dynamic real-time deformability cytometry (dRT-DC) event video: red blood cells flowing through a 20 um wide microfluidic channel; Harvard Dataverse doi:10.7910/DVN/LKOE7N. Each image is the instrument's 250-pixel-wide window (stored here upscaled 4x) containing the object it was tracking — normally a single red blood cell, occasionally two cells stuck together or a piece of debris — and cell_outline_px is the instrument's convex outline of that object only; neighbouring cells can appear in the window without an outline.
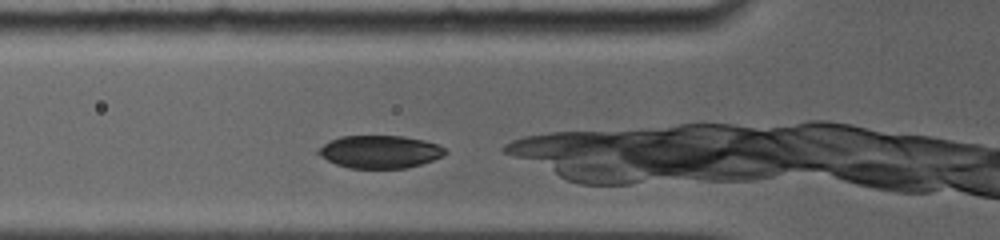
{"species": "common noctule bat (a hibernating species)", "species_latin": "Nyctalus noctula", "temperature_condition": "room temperature", "stored_images_in_passage": 44, "camera_frame_rate_fps": 5000, "um_per_image_px": 0.085, "animal": {"sex": "female", "body_mass_g": 19.0, "forearm_length_mm": 56.7}, "frame": {"image": 1, "passage_image": 3, "time_ms": 0.4, "image_size_px": [1000, 240], "cell_outline_px": [[448, 152], [432, 160], [420, 164], [404, 168], [348, 168], [336, 164], [320, 156], [316, 152], [324, 144], [340, 136], [404, 136], [424, 140], [436, 144], [444, 148]], "centroid_in_image_um": [32.27, 12.9], "position_along_channel_um": 93.5, "area_um2": 23.93}}
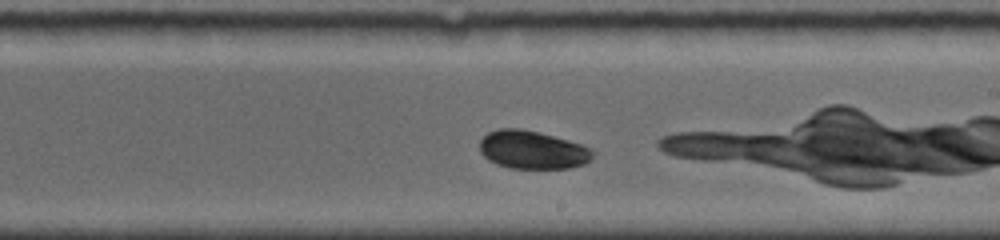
{"frame": {"image": 2, "passage_image": 23, "time_ms": 4.4, "image_size_px": [1000, 240], "cell_outline_px": [[592, 156], [584, 164], [568, 168], [508, 168], [496, 164], [488, 160], [480, 152], [480, 140], [488, 132], [500, 128], [520, 128], [540, 132], [568, 140], [580, 144], [588, 148], [592, 152]], "centroid_in_image_um": [45.2, 12.73], "position_along_channel_um": 243.8, "area_um2": 25.03}}
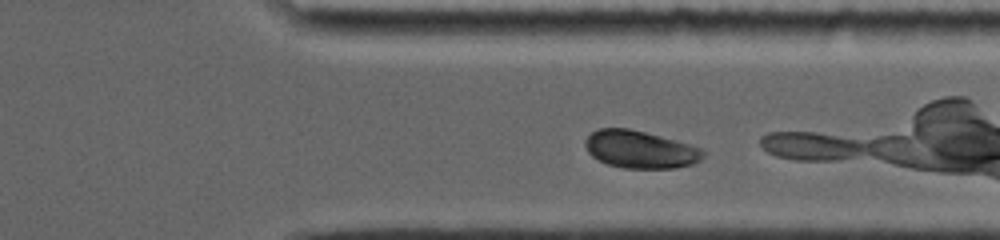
{"frame": {"image": 3, "passage_image": 38, "time_ms": 7.4, "image_size_px": [1000, 240], "cell_outline_px": [[704, 156], [700, 160], [692, 164], [676, 168], [624, 168], [608, 164], [592, 156], [588, 152], [584, 144], [584, 140], [592, 132], [600, 128], [628, 128], [644, 132], [688, 144], [700, 148], [704, 152]], "centroid_in_image_um": [54.39, 12.71], "position_along_channel_um": 357.0, "area_um2": 25.49}}